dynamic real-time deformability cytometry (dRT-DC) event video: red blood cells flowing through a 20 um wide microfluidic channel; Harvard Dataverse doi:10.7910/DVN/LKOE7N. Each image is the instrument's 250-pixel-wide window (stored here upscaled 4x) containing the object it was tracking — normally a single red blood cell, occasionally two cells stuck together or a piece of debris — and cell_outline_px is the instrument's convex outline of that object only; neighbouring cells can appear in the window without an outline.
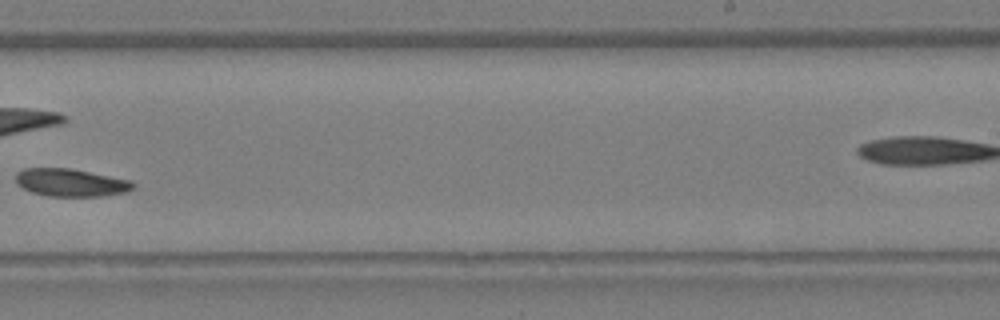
{"species": "Egyptian fruit bat (a non-hibernating species)", "species_latin": "Rousettus aegyptiacus", "temperature_condition": "warm", "stored_images_in_passage": 26, "camera_frame_rate_fps": 3000, "um_per_image_px": 0.085, "animal": {"sex": "female"}, "frame": {"image": 1, "passage_image": 15, "time_ms": 4.667, "image_size_px": [1000, 320], "cell_outline_px": [[136, 188], [128, 192], [104, 196], [48, 196], [32, 192], [16, 184], [16, 172], [24, 168], [72, 168], [132, 180], [136, 184]], "centroid_in_image_um": [6.08, 15.52], "position_along_channel_um": 282.9, "area_um2": 19.31}}
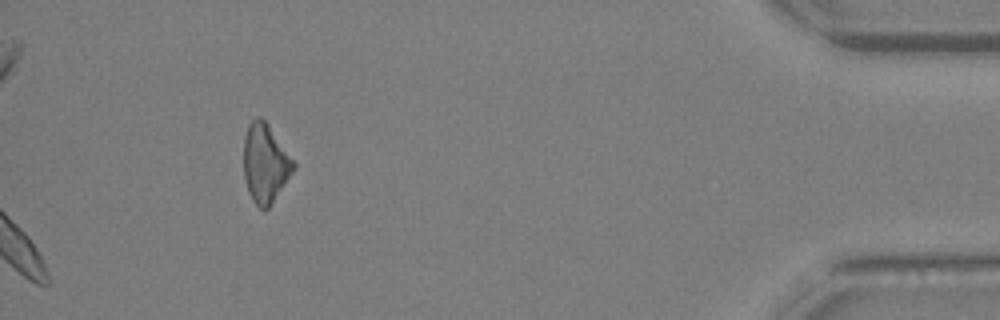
{"frame": {"image": 2, "passage_image": 26, "time_ms": 8.333, "image_size_px": [1000, 320], "cell_outline_px": [[296, 168], [272, 204], [268, 208], [260, 208], [252, 200], [248, 192], [244, 176], [244, 136], [248, 124], [252, 120], [260, 116], [268, 124], [296, 164]], "centroid_in_image_um": [22.54, 13.89], "position_along_channel_um": 412.7, "area_um2": 22.83}}